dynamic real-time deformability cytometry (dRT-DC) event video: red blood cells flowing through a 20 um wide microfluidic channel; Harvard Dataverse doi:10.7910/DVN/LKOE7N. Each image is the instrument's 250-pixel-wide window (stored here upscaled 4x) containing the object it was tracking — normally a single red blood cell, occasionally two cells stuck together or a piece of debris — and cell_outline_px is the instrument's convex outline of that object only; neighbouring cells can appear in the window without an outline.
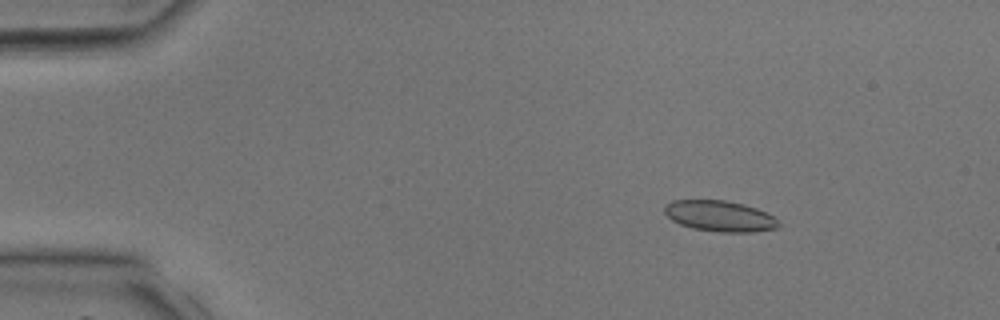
{"species": "common noctule bat (a hibernating species)", "species_latin": "Nyctalus noctula", "temperature_condition": "room temperature", "stored_images_in_passage": 38, "camera_frame_rate_fps": 3000, "um_per_image_px": 0.085, "animal": {"sex": "male", "body_mass_g": 17.9, "forearm_length_mm": 54.2}, "frame": {"image": 1, "passage_image": 5, "time_ms": 1.333, "image_size_px": [1000, 320], "cell_outline_px": [[780, 228], [752, 232], [720, 232], [692, 228], [680, 224], [672, 220], [664, 212], [664, 204], [672, 200], [724, 200], [744, 204], [756, 208], [772, 216], [780, 224]], "centroid_in_image_um": [61.16, 18.36], "position_along_channel_um": 23.8, "area_um2": 20.52}}
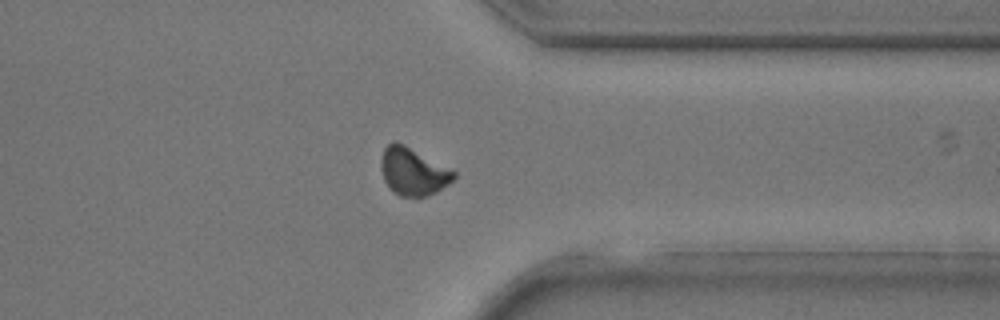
{"frame": {"image": 2, "passage_image": 30, "time_ms": 9.667, "image_size_px": [1000, 320], "cell_outline_px": [[456, 176], [448, 184], [436, 192], [424, 196], [400, 196], [392, 192], [388, 188], [384, 180], [380, 168], [380, 160], [384, 148], [388, 144], [404, 144], [456, 172]], "centroid_in_image_um": [35.08, 14.6], "position_along_channel_um": 376.3, "area_um2": 19.88}}
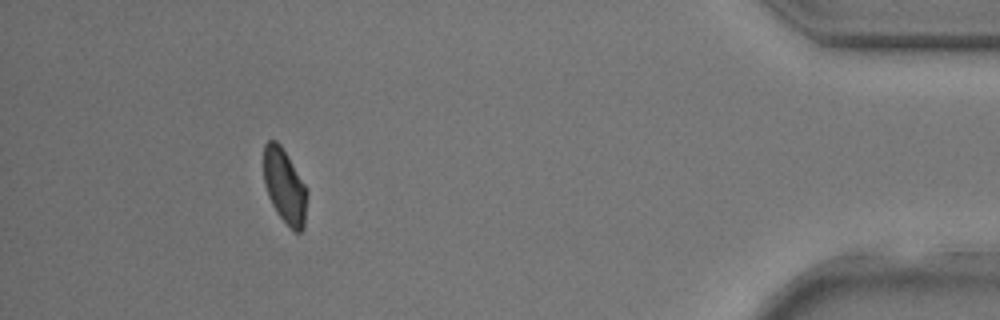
{"frame": {"image": 3, "passage_image": 35, "time_ms": 11.333, "image_size_px": [1000, 320], "cell_outline_px": [[308, 196], [304, 228], [300, 232], [296, 232], [276, 212], [268, 196], [264, 184], [264, 144], [268, 140], [276, 140], [280, 144], [288, 156], [308, 188]], "centroid_in_image_um": [24.22, 15.81], "position_along_channel_um": 411.0, "area_um2": 19.02}}